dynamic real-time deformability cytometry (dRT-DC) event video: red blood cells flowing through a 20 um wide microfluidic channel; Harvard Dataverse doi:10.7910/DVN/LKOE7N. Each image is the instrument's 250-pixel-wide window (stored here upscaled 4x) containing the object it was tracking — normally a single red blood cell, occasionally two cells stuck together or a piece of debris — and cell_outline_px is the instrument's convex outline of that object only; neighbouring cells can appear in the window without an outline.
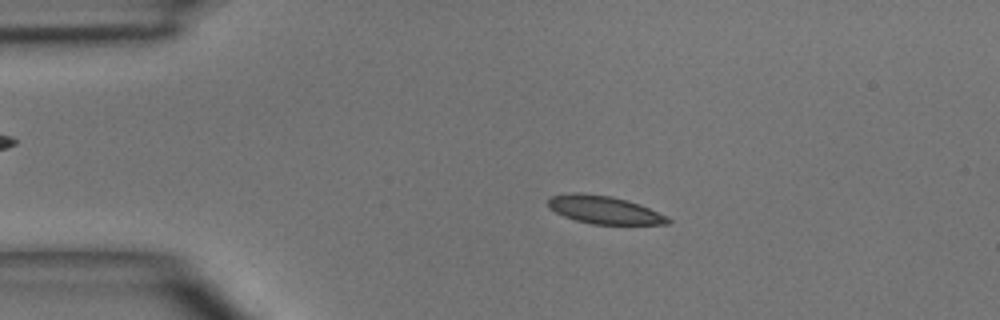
{"species": "common noctule bat (a hibernating species)", "species_latin": "Nyctalus noctula", "temperature_condition": "room temperature", "stored_images_in_passage": 4, "segment_of_instrument_passage": [1, 2], "camera_frame_rate_fps": 3000, "um_per_image_px": 0.085, "animal": {"sex": "male", "body_mass_g": 15.6}, "frame": {"image": 1, "passage_image": 2, "time_ms": 1.0, "image_size_px": [1000, 320], "cell_outline_px": [[672, 220], [668, 224], [592, 224], [576, 220], [564, 216], [548, 208], [548, 196], [568, 192], [580, 192], [612, 196], [628, 200], [640, 204], [668, 216]], "centroid_in_image_um": [51.34, 17.82], "position_along_channel_um": 33.7, "area_um2": 19.77}}